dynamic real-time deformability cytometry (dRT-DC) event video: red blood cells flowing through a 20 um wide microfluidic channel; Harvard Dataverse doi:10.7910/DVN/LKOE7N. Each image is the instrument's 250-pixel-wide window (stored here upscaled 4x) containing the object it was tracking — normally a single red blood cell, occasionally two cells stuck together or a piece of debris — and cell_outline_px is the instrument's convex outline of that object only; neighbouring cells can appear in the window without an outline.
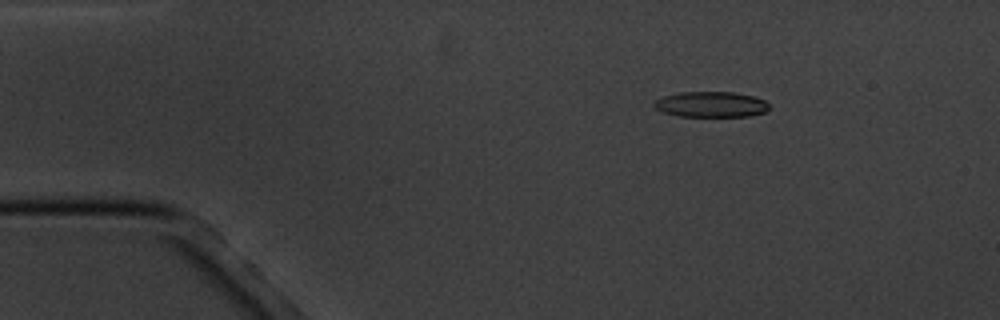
{"species": "common noctule bat (a hibernating species)", "species_latin": "Nyctalus noctula", "temperature_condition": "cold", "stored_images_in_passage": 5, "camera_frame_rate_fps": 3000, "um_per_image_px": 0.085, "animal": {"sex": "male", "body_mass_g": 20.1, "forearm_length_mm": 53.5}, "frame": {"image": 1, "passage_image": 3, "time_ms": 2.333, "image_size_px": [1000, 320], "cell_outline_px": [[768, 108], [764, 112], [748, 116], [680, 116], [664, 112], [656, 108], [652, 104], [652, 100], [664, 96], [680, 92], [732, 92], [752, 96], [764, 100], [768, 104]], "centroid_in_image_um": [60.39, 8.87], "position_along_channel_um": 24.6, "area_um2": 16.99}}